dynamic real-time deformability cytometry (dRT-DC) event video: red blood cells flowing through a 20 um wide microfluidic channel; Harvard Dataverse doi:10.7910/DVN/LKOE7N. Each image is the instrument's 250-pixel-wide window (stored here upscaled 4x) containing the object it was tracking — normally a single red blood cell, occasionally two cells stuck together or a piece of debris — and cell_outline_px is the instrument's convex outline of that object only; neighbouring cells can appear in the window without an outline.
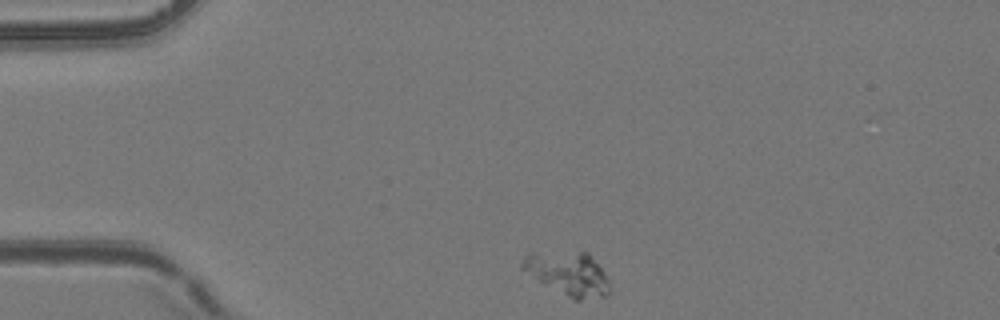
{"species": "common noctule bat (a hibernating species)", "species_latin": "Nyctalus noctula", "temperature_condition": "room temperature", "stored_images_in_passage": 1, "camera_frame_rate_fps": 3000, "um_per_image_px": 0.085, "animal": {"sex": "female", "body_mass_g": 24.6, "forearm_length_mm": 56.2}, "frame": {"image": 1, "passage_image": 1, "time_ms": 0.0, "image_size_px": [1000, 320], "cell_outline_px": [[608, 296], [580, 300], [572, 300], [520, 268], [520, 264], [524, 256], [528, 252], [588, 252], [604, 272], [608, 280]], "centroid_in_image_um": [48.28, 23.25], "position_along_channel_um": 36.7, "area_um2": 21.96}}